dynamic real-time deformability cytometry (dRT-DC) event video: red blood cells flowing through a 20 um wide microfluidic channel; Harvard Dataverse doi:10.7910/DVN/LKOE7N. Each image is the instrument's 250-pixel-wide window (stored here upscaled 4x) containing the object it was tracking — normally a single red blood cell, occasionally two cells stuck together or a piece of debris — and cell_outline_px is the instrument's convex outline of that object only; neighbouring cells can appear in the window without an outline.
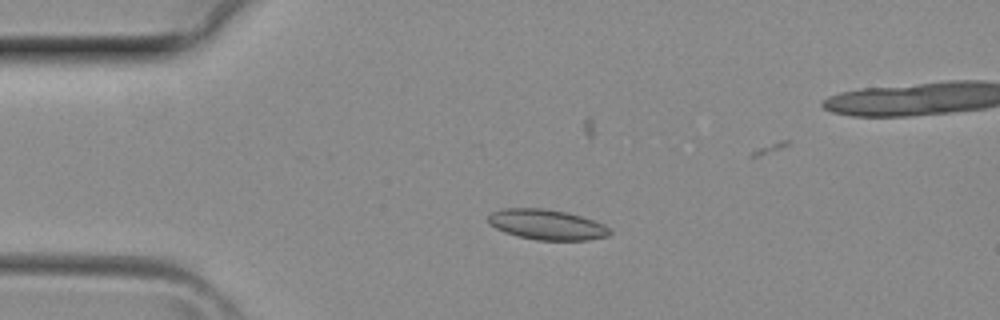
{"species": "common noctule bat (a hibernating species)", "species_latin": "Nyctalus noctula", "temperature_condition": "room temperature", "stored_images_in_passage": 28, "camera_frame_rate_fps": 3000, "um_per_image_px": 0.085, "animal": {"sex": "female", "body_mass_g": 29.2, "forearm_length_mm": 56.3}, "frame": {"image": 1, "passage_image": 1, "time_ms": 0.0, "image_size_px": [1000, 320], "cell_outline_px": [[612, 232], [608, 236], [588, 240], [536, 240], [516, 236], [504, 232], [488, 224], [488, 216], [492, 212], [504, 208], [544, 208], [568, 212], [604, 224]], "centroid_in_image_um": [46.46, 19.09], "position_along_channel_um": 38.5, "area_um2": 21.56}}
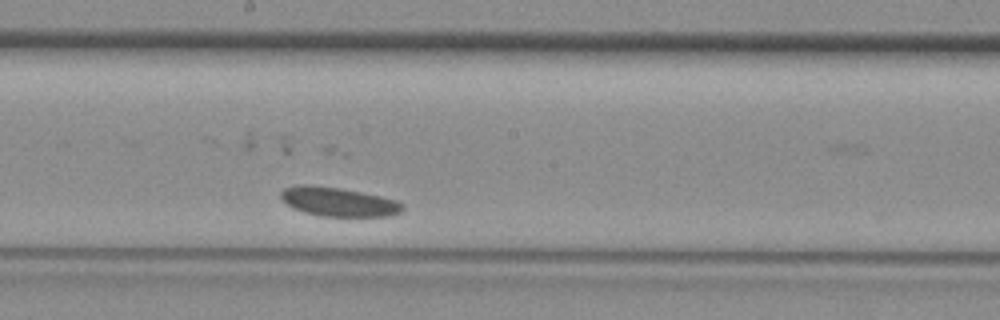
{"frame": {"image": 2, "passage_image": 14, "time_ms": 4.333, "image_size_px": [1000, 320], "cell_outline_px": [[404, 208], [400, 212], [392, 216], [320, 216], [304, 212], [292, 208], [280, 196], [280, 192], [284, 188], [300, 184], [308, 184], [340, 188], [380, 196], [396, 200], [404, 204]], "centroid_in_image_um": [28.77, 17.15], "position_along_channel_um": 219.4, "area_um2": 20.58}}
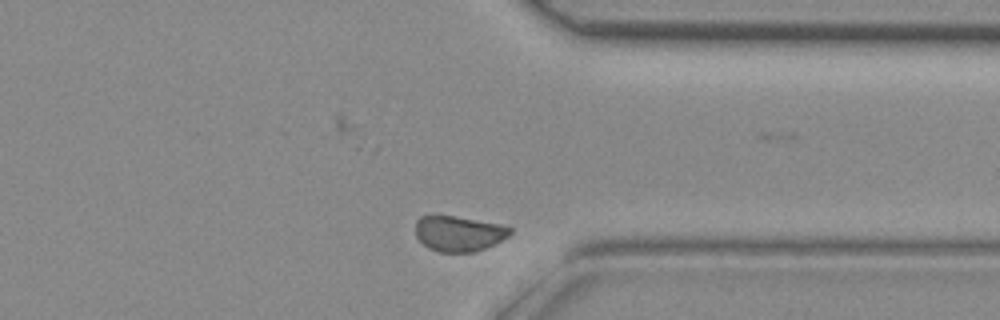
{"frame": {"image": 3, "passage_image": 24, "time_ms": 7.667, "image_size_px": [1000, 320], "cell_outline_px": [[512, 232], [508, 236], [496, 244], [476, 252], [440, 252], [428, 248], [416, 236], [416, 220], [420, 216], [452, 216], [500, 224], [512, 228]], "centroid_in_image_um": [39.01, 19.86], "position_along_channel_um": 372.4, "area_um2": 19.48}}